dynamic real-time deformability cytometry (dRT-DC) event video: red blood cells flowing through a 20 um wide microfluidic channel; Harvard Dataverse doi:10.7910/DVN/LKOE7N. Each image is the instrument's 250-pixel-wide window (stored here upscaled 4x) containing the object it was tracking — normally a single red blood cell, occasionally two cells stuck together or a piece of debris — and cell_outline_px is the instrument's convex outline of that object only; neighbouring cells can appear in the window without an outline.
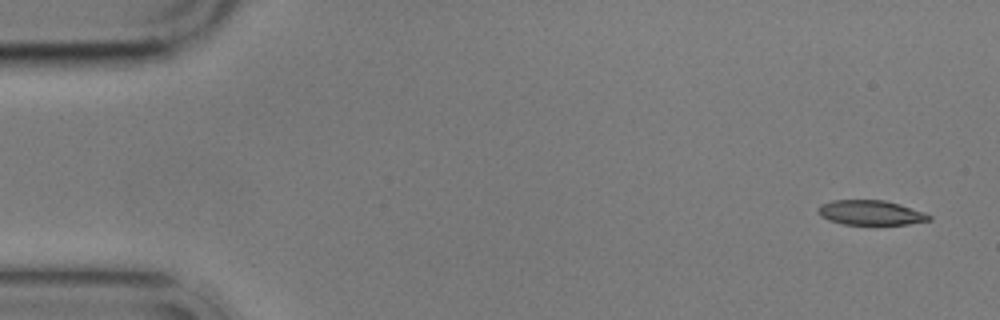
{"species": "common noctule bat (a hibernating species)", "species_latin": "Nyctalus noctula", "temperature_condition": "cold", "stored_images_in_passage": 4, "camera_frame_rate_fps": 3000, "um_per_image_px": 0.085, "animal": {"sex": "male", "body_mass_g": 17.9}, "frame": {"image": 1, "passage_image": 1, "time_ms": 0.0, "image_size_px": [1000, 320], "cell_outline_px": [[932, 220], [908, 224], [844, 224], [828, 220], [820, 216], [816, 212], [816, 208], [820, 204], [832, 200], [884, 200], [900, 204], [924, 212], [932, 216]], "centroid_in_image_um": [73.97, 18.07], "position_along_channel_um": 11.0, "area_um2": 16.13}}